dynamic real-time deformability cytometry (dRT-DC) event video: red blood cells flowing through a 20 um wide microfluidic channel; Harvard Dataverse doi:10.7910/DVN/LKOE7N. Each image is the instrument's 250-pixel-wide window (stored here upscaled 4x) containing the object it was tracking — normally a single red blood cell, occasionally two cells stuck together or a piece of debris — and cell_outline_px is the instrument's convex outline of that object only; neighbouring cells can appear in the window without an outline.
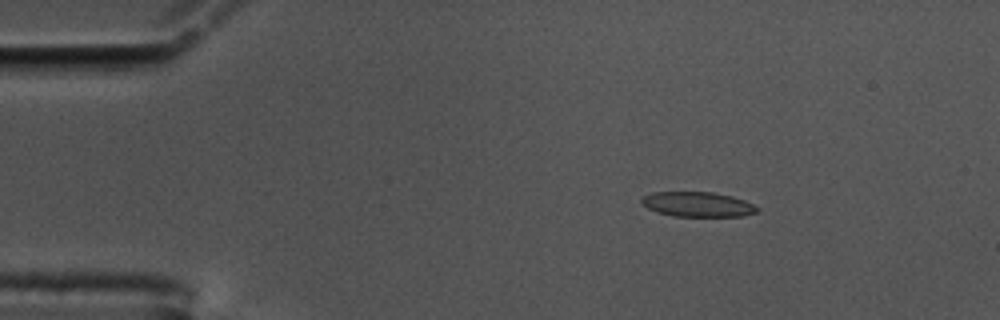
{"species": "common noctule bat (a hibernating species)", "species_latin": "Nyctalus noctula", "temperature_condition": "cold", "stored_images_in_passage": 57, "camera_frame_rate_fps": 3000, "um_per_image_px": 0.085, "animal": {"sex": "male", "body_mass_g": 17.5, "forearm_length_mm": 52.3}, "frame": {"image": 1, "passage_image": 8, "time_ms": 2.333, "image_size_px": [1000, 320], "cell_outline_px": [[760, 208], [756, 212], [744, 216], [672, 216], [656, 212], [640, 204], [640, 200], [644, 196], [652, 192], [712, 192], [732, 196], [744, 200]], "centroid_in_image_um": [59.27, 17.37], "position_along_channel_um": 25.7, "area_um2": 16.82}}
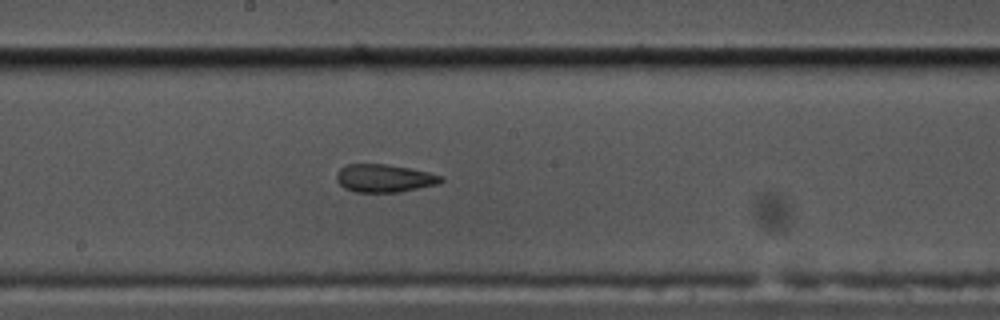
{"frame": {"image": 2, "passage_image": 30, "time_ms": 9.667, "image_size_px": [1000, 320], "cell_outline_px": [[444, 180], [440, 184], [400, 192], [356, 192], [344, 188], [336, 180], [336, 172], [340, 168], [348, 164], [384, 164], [408, 168], [428, 172], [444, 176]], "centroid_in_image_um": [32.68, 15.16], "position_along_channel_um": 215.5, "area_um2": 17.11}}
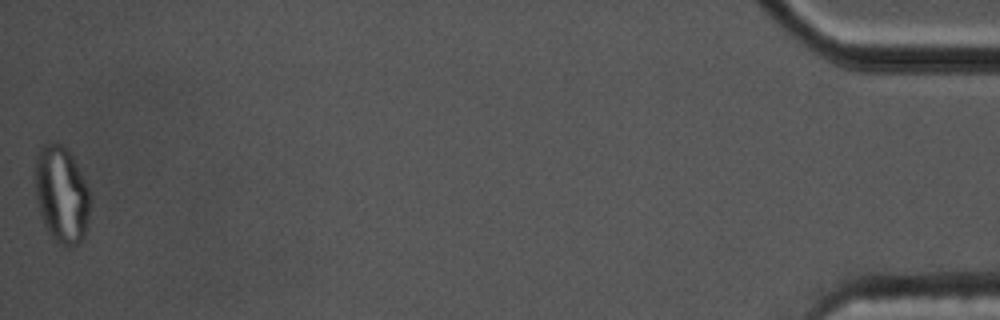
{"frame": {"image": 3, "passage_image": 57, "time_ms": 18.667, "image_size_px": [1000, 320], "cell_outline_px": [[88, 220], [84, 236], [80, 244], [72, 248], [68, 248], [56, 240], [48, 232], [44, 224], [36, 200], [36, 152], [40, 144], [60, 144], [72, 156], [88, 188]], "centroid_in_image_um": [5.21, 16.56], "position_along_channel_um": 430.0, "area_um2": 30.58}, "authors_computed_cell_mechanics": {"area_um2": 17.6868, "velocity_mm_per_s": 3.4531, "shape_relaxation_time_tau1_ms": null, "shape_relaxation_time_tau2_ms": 1.9879, "deformation_change_tau1": null, "deformation_change_tau2": 0.068}}